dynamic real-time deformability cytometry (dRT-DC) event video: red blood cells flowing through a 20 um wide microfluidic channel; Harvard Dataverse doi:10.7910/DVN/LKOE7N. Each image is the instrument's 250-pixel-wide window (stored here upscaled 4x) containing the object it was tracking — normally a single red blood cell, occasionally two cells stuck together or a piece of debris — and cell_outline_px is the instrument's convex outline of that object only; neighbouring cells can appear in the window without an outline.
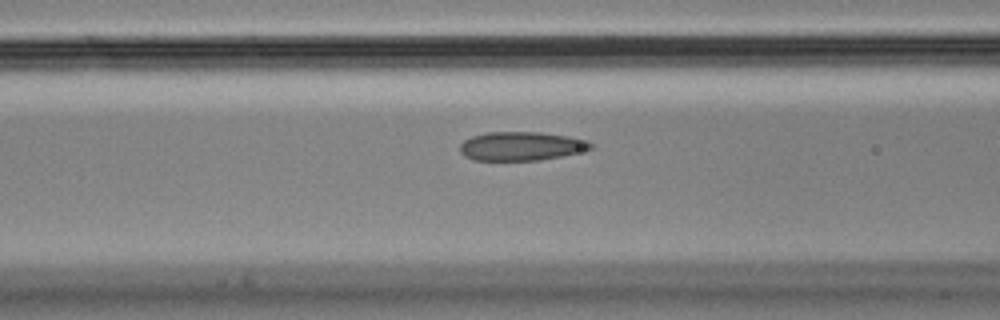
{"species": "Egyptian fruit bat (a non-hibernating species)", "species_latin": "Rousettus aegyptiacus", "temperature_condition": "cold", "stored_images_in_passage": 43, "camera_frame_rate_fps": 3000, "um_per_image_px": 0.085, "animal": {"sex": "male"}, "frame": {"image": 1, "passage_image": 10, "time_ms": 3.0, "image_size_px": [1000, 320], "cell_outline_px": [[596, 148], [560, 156], [540, 160], [472, 160], [464, 156], [460, 152], [460, 144], [464, 140], [472, 136], [488, 132], [540, 132], [568, 136], [588, 140], [596, 144]], "centroid_in_image_um": [44.34, 12.42], "position_along_channel_um": 122.3, "area_um2": 22.14}}
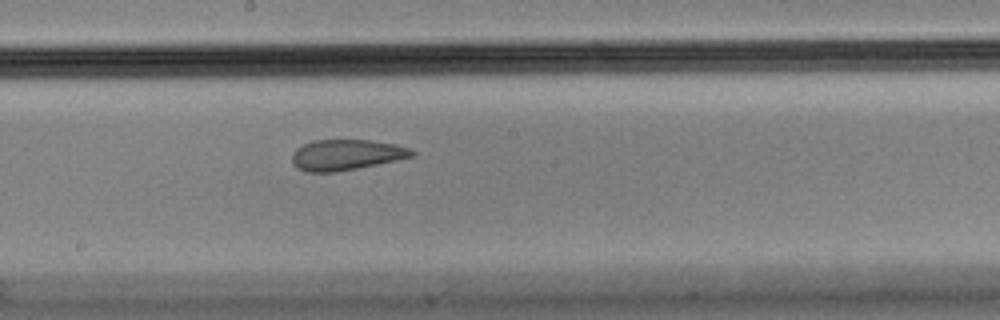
{"frame": {"image": 2, "passage_image": 18, "time_ms": 5.667, "image_size_px": [1000, 320], "cell_outline_px": [[416, 156], [336, 172], [304, 172], [296, 168], [292, 164], [292, 152], [296, 148], [312, 140], [372, 140], [396, 144], [412, 148], [416, 152]], "centroid_in_image_um": [29.43, 13.16], "position_along_channel_um": 218.8, "area_um2": 21.68}}
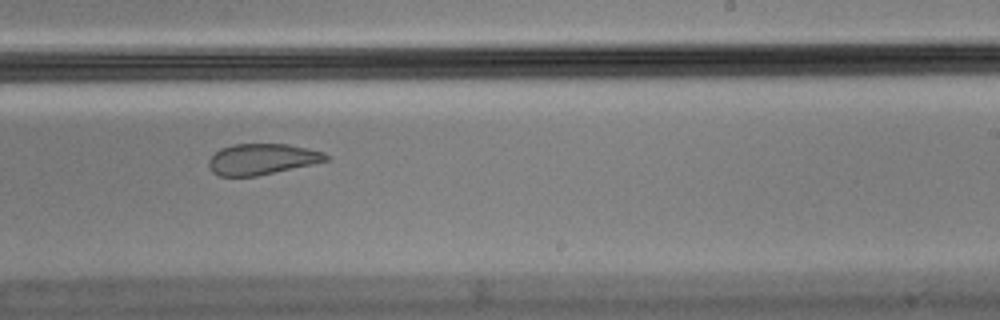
{"frame": {"image": 3, "passage_image": 22, "time_ms": 7.0, "image_size_px": [1000, 320], "cell_outline_px": [[332, 160], [256, 176], [220, 176], [212, 172], [208, 164], [208, 160], [220, 148], [232, 144], [288, 144], [324, 152]], "centroid_in_image_um": [22.28, 13.52], "position_along_channel_um": 266.7, "area_um2": 21.15}, "authors_computed_cell_mechanics": {"area_um2": 22.8888, "velocity_mm_per_s": 3.6117, "shape_relaxation_time_tau1_ms": null, "shape_relaxation_time_tau2_ms": 1.4049, "deformation_change_tau1": null, "deformation_change_tau2": 0.0789}}